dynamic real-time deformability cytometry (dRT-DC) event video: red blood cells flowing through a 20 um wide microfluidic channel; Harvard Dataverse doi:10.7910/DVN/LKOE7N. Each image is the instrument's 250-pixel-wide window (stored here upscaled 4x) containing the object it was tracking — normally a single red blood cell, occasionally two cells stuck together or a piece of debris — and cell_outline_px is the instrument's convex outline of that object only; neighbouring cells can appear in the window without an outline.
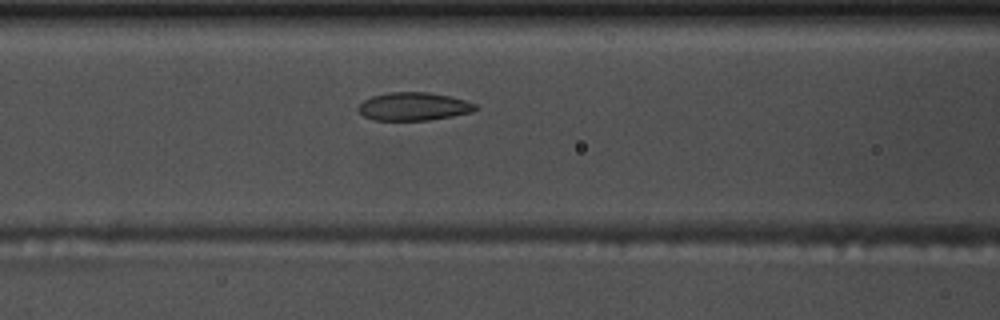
{"species": "common noctule bat (a hibernating species)", "species_latin": "Nyctalus noctula", "temperature_condition": "warm", "stored_images_in_passage": 40, "camera_frame_rate_fps": 3000, "um_per_image_px": 0.085, "animal": {"sex": "male", "body_mass_g": 17.5, "forearm_length_mm": 52.3}, "frame": {"image": 1, "passage_image": 7, "time_ms": 2.0, "image_size_px": [1000, 320], "cell_outline_px": [[480, 108], [472, 112], [452, 116], [428, 120], [372, 120], [364, 116], [356, 108], [364, 100], [372, 96], [388, 92], [428, 92], [452, 96], [476, 104]], "centroid_in_image_um": [35.17, 9.04], "position_along_channel_um": 131.4, "area_um2": 19.31}}
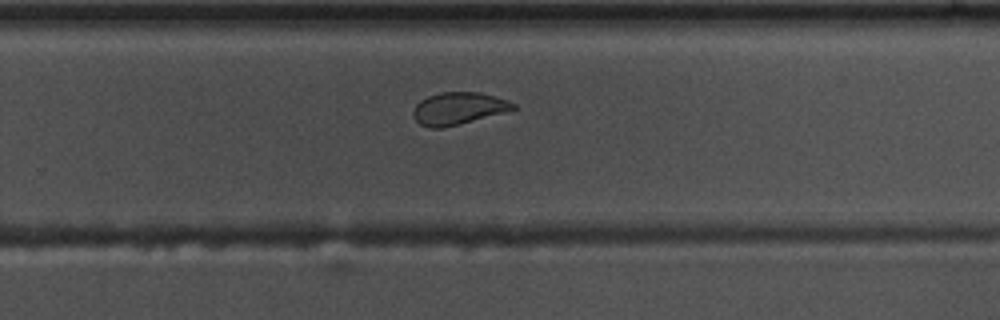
{"frame": {"image": 2, "passage_image": 20, "time_ms": 6.333, "image_size_px": [1000, 320], "cell_outline_px": [[516, 108], [508, 112], [444, 128], [428, 128], [420, 124], [412, 116], [412, 112], [416, 104], [420, 100], [428, 96], [440, 92], [480, 92], [508, 100], [516, 104]], "centroid_in_image_um": [38.97, 9.22], "position_along_channel_um": 290.8, "area_um2": 19.07}}
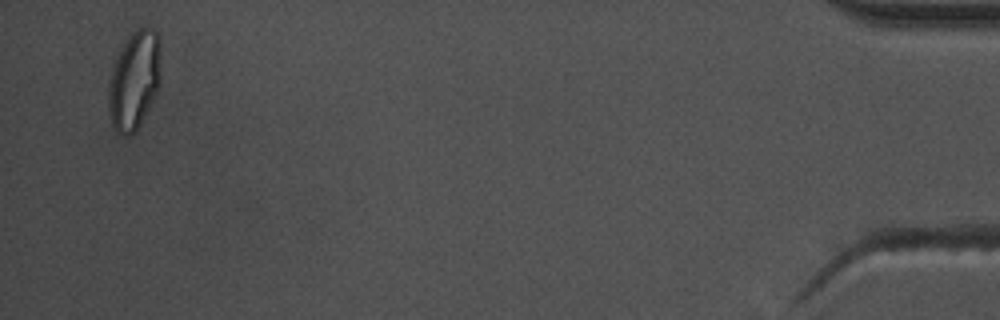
{"frame": {"image": 3, "passage_image": 38, "time_ms": 12.333, "image_size_px": [1000, 320], "cell_outline_px": [[160, 84], [136, 132], [128, 136], [116, 132], [112, 124], [108, 108], [108, 88], [112, 72], [116, 60], [124, 40], [132, 32], [140, 28], [152, 28], [156, 32], [160, 44]], "centroid_in_image_um": [11.41, 6.83], "position_along_channel_um": 423.8, "area_um2": 29.82}, "authors_computed_cell_mechanics": {"area_um2": 19.9121, "velocity_mm_per_s": 3.6868, "shape_relaxation_time_tau1_ms": 7.929, "shape_relaxation_time_tau2_ms": 1.099, "deformation_change_tau1": 0.1904, "deformation_change_tau2": 0.0602}}